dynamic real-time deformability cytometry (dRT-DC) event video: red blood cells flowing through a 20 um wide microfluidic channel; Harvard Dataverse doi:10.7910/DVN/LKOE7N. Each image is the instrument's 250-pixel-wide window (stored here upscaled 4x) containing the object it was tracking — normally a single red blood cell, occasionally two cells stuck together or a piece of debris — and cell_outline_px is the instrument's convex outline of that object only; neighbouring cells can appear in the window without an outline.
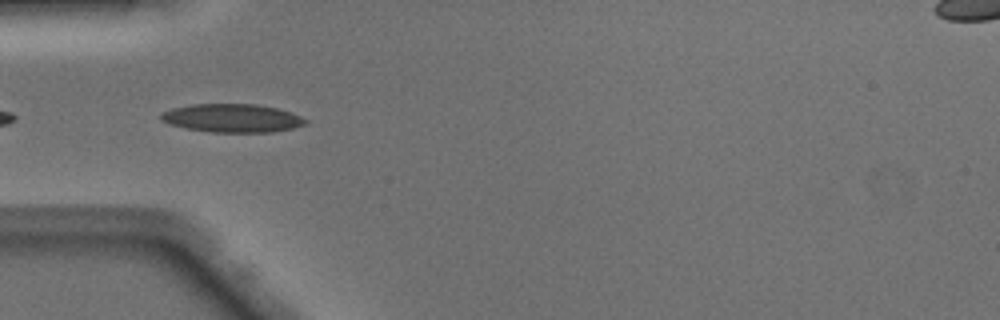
{"species": "Egyptian fruit bat (a non-hibernating species)", "species_latin": "Rousettus aegyptiacus", "temperature_condition": "warm", "stored_images_in_passage": 7, "camera_frame_rate_fps": 3000, "um_per_image_px": 0.085, "animal": {"sex": "male"}, "frame": {"image": 1, "passage_image": 2, "time_ms": 0.333, "image_size_px": [1000, 320], "cell_outline_px": [[308, 124], [292, 128], [272, 132], [212, 132], [188, 128], [168, 124], [160, 120], [160, 112], [172, 108], [192, 104], [256, 104], [276, 108], [300, 116], [308, 120]], "centroid_in_image_um": [19.71, 10.04], "position_along_channel_um": 65.3, "area_um2": 23.87}}
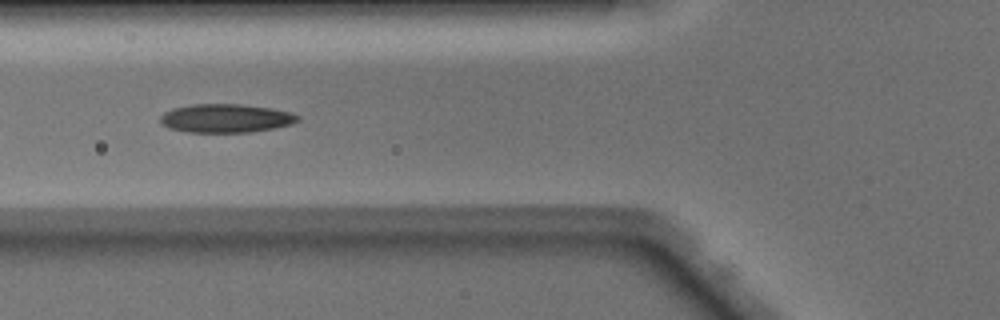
{"frame": {"image": 2, "passage_image": 5, "time_ms": 1.333, "image_size_px": [1000, 320], "cell_outline_px": [[300, 120], [292, 124], [272, 128], [248, 132], [188, 132], [168, 128], [160, 120], [160, 116], [164, 112], [172, 108], [192, 104], [240, 104], [272, 108], [288, 112], [300, 116]], "centroid_in_image_um": [19.18, 10.05], "position_along_channel_um": 106.6, "area_um2": 22.83}}